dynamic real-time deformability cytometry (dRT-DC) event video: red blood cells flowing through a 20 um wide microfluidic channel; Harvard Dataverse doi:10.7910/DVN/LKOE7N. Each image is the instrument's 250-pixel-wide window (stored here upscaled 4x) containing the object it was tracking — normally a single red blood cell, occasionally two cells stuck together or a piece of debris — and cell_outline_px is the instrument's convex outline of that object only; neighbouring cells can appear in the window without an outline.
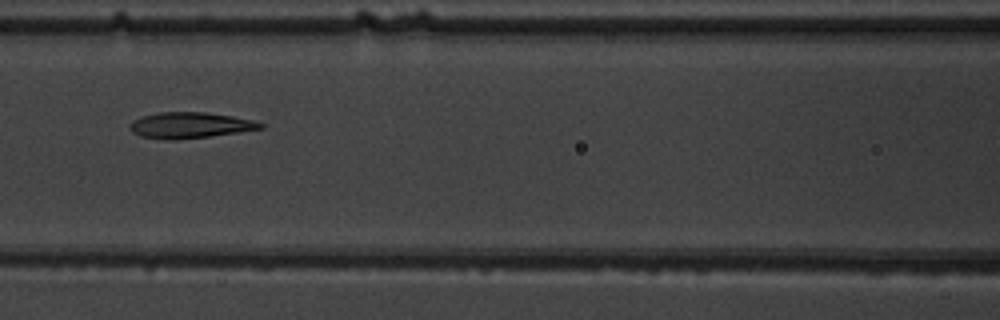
{"species": "common noctule bat (a hibernating species)", "species_latin": "Nyctalus noctula", "temperature_condition": "warm", "stored_images_in_passage": 9, "camera_frame_rate_fps": 3000, "um_per_image_px": 0.085, "animal": {"sex": "male", "body_mass_g": 19.5, "forearm_length_mm": 54.6}, "frame": {"image": 1, "passage_image": 6, "time_ms": 6.667, "image_size_px": [1000, 320], "cell_outline_px": [[264, 128], [208, 136], [172, 140], [168, 140], [140, 136], [132, 132], [132, 120], [144, 116], [160, 112], [204, 112], [232, 116], [256, 120], [264, 124]], "centroid_in_image_um": [16.18, 10.64], "position_along_channel_um": 150.4, "area_um2": 19.42}}
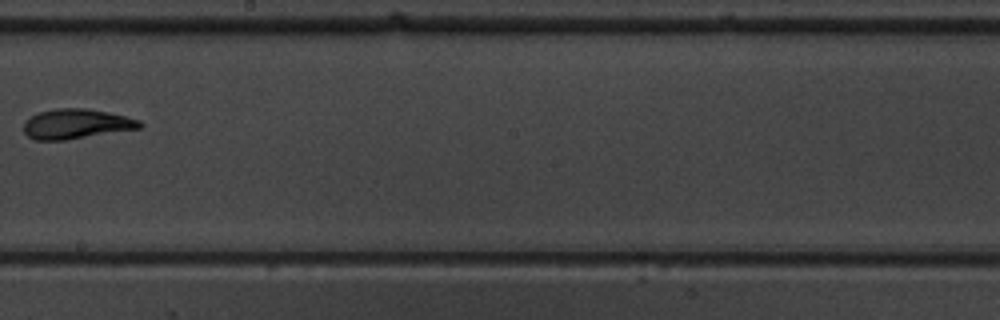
{"frame": {"image": 2, "passage_image": 8, "time_ms": 9.0, "image_size_px": [1000, 320], "cell_outline_px": [[144, 124], [140, 128], [64, 140], [36, 140], [28, 136], [24, 132], [24, 120], [40, 112], [56, 108], [84, 108], [108, 112], [140, 120]], "centroid_in_image_um": [6.47, 10.53], "position_along_channel_um": 241.7, "area_um2": 20.0}}
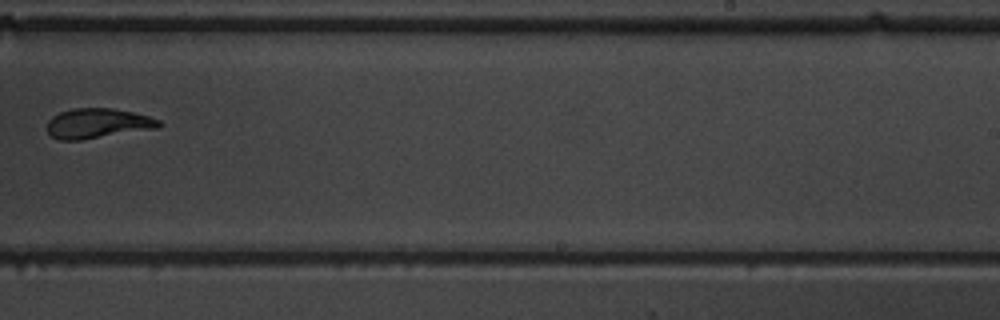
{"frame": {"image": 3, "passage_image": 9, "time_ms": 10.0, "image_size_px": [1000, 320], "cell_outline_px": [[164, 124], [156, 128], [80, 140], [60, 140], [52, 136], [48, 132], [48, 120], [52, 116], [60, 112], [72, 108], [112, 108], [132, 112], [148, 116], [160, 120]], "centroid_in_image_um": [8.29, 10.48], "position_along_channel_um": 280.7, "area_um2": 19.36}}